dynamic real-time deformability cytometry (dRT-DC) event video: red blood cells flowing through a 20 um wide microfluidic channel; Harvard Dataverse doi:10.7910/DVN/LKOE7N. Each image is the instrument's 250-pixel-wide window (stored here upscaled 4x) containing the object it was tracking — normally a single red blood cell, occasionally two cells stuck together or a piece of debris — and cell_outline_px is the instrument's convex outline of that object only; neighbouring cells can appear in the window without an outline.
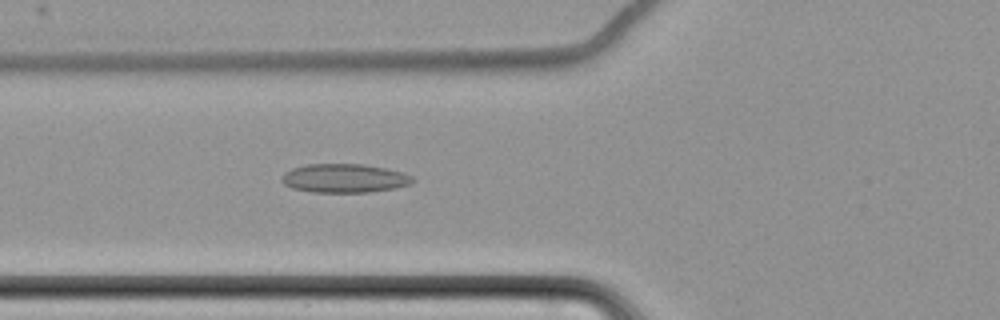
{"species": "common noctule bat (a hibernating species)", "species_latin": "Nyctalus noctula", "temperature_condition": "cold", "stored_images_in_passage": 8, "camera_frame_rate_fps": 3000, "um_per_image_px": 0.085, "animal": {"sex": "female", "body_mass_g": 22.7, "forearm_length_mm": 54.2}, "frame": {"image": 1, "passage_image": 8, "time_ms": 8.333, "image_size_px": [1000, 320], "cell_outline_px": [[416, 180], [408, 184], [396, 188], [368, 192], [312, 192], [292, 188], [284, 184], [280, 180], [284, 172], [292, 168], [304, 164], [364, 164], [404, 172], [412, 176]], "centroid_in_image_um": [29.25, 15.14], "position_along_channel_um": 96.5, "area_um2": 22.08}}